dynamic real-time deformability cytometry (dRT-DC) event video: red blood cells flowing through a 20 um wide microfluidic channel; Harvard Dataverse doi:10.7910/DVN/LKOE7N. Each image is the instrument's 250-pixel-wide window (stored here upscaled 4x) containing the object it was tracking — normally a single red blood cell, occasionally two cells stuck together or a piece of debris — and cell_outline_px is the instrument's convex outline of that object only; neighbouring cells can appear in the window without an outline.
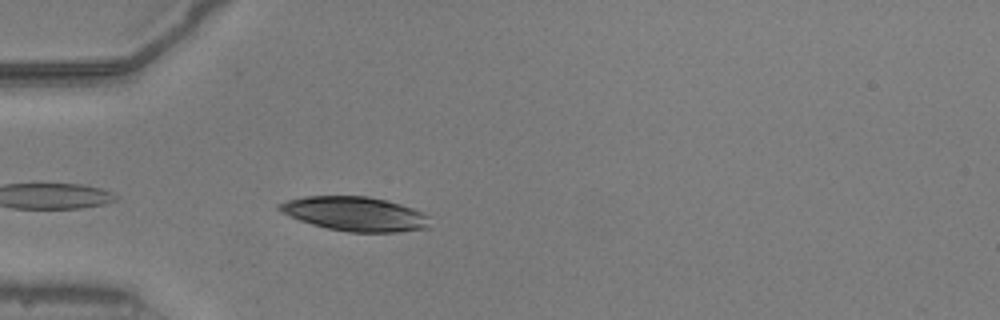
{"species": "common noctule bat (a hibernating species)", "species_latin": "Nyctalus noctula", "temperature_condition": "warm", "stored_images_in_passage": 20, "camera_frame_rate_fps": 3000, "um_per_image_px": 0.085, "animal": {"sex": "male", "body_mass_g": 20.5, "forearm_length_mm": 52.5}, "frame": {"image": 1, "passage_image": 2, "time_ms": 0.333, "image_size_px": [1000, 320], "cell_outline_px": [[428, 228], [396, 232], [348, 232], [328, 228], [312, 224], [300, 220], [276, 208], [276, 204], [288, 200], [304, 196], [368, 196], [388, 200], [424, 212], [428, 216]], "centroid_in_image_um": [30.19, 18.17], "position_along_channel_um": 54.8, "area_um2": 29.94}}
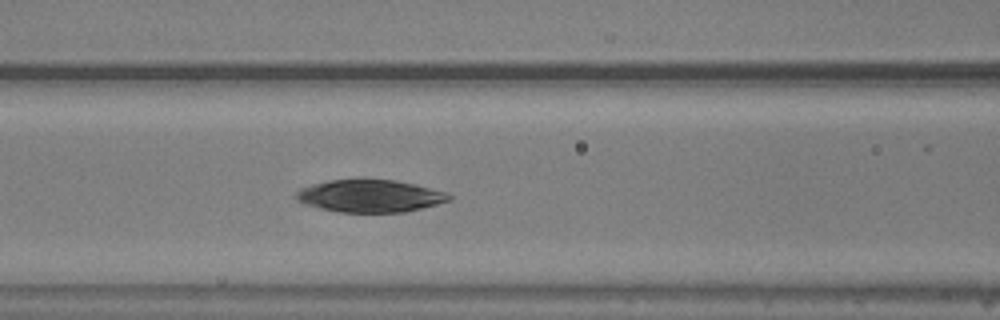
{"frame": {"image": 2, "passage_image": 9, "time_ms": 2.667, "image_size_px": [1000, 320], "cell_outline_px": [[452, 200], [404, 212], [340, 212], [320, 208], [304, 204], [296, 200], [296, 192], [300, 188], [312, 184], [328, 180], [396, 180], [416, 184], [448, 192], [452, 196]], "centroid_in_image_um": [31.46, 16.65], "position_along_channel_um": 135.1, "area_um2": 28.84}}
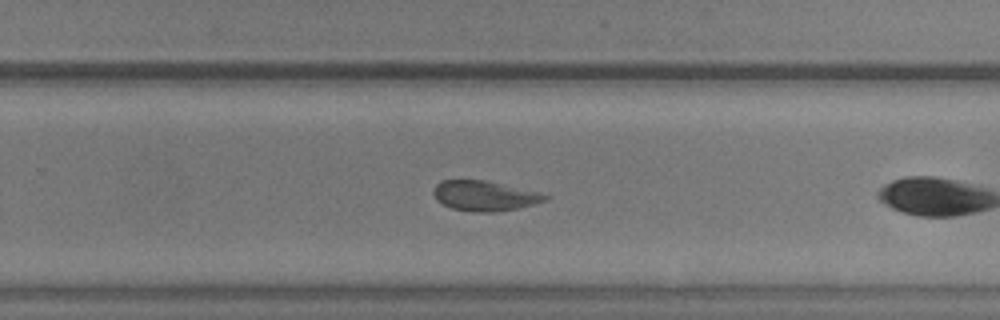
{"frame": {"image": 3, "passage_image": 18, "time_ms": 5.667, "image_size_px": [1000, 320], "cell_outline_px": [[548, 200], [516, 208], [492, 212], [472, 212], [452, 208], [436, 200], [432, 192], [436, 184], [440, 180], [484, 180], [540, 192], [548, 196]], "centroid_in_image_um": [41.15, 16.64], "position_along_channel_um": 288.6, "area_um2": 19.42}}